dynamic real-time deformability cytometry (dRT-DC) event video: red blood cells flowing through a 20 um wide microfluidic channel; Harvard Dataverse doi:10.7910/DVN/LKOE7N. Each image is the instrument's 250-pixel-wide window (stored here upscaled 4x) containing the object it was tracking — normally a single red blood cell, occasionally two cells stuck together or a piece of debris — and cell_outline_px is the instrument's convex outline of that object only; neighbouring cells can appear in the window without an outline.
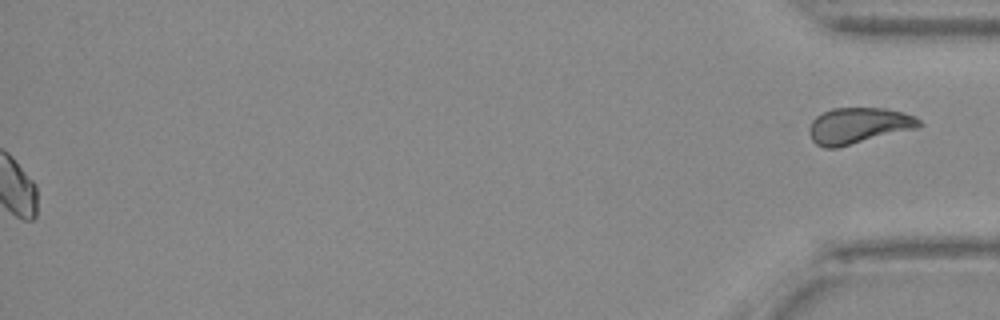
{"species": "Egyptian fruit bat (a non-hibernating species)", "species_latin": "Rousettus aegyptiacus", "temperature_condition": "warm", "stored_images_in_passage": 51, "segment_of_instrument_passage": [2, 2], "camera_frame_rate_fps": 3000, "um_per_image_px": 0.085, "animal": {"sex": "female"}, "frame": {"image": 1, "passage_image": 51, "time_ms": 16.667, "image_size_px": [1000, 320], "cell_outline_px": [[924, 124], [920, 128], [836, 148], [824, 148], [816, 144], [812, 140], [808, 132], [808, 128], [812, 120], [816, 116], [832, 108], [884, 108], [904, 112], [920, 120]], "centroid_in_image_um": [72.98, 10.69], "position_along_channel_um": 362.2, "area_um2": 23.35}}